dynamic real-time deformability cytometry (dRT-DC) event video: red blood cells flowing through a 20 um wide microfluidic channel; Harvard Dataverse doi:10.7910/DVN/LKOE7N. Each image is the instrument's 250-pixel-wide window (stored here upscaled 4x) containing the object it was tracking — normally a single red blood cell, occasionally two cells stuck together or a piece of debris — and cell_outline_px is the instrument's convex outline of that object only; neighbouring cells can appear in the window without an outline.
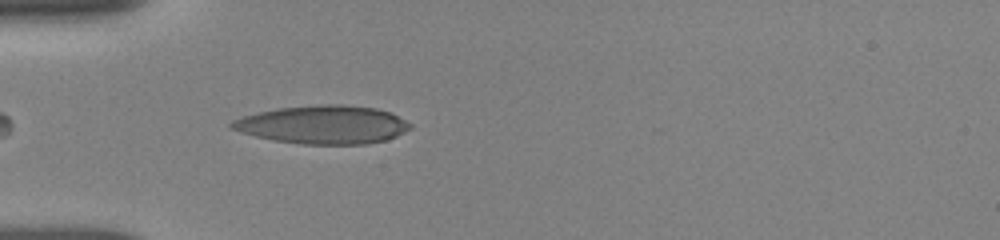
{"species": "human", "species_latin": "Homo sapiens", "temperature_condition": "room temperature", "stored_images_in_passage": 6, "camera_frame_rate_fps": 3000, "um_per_image_px": 0.085, "donor": {"sex": "female"}, "frame": {"image": 1, "passage_image": 1, "time_ms": 0.0, "image_size_px": [1000, 240], "cell_outline_px": [[412, 128], [396, 136], [384, 140], [368, 144], [300, 144], [272, 140], [240, 132], [228, 128], [228, 124], [232, 120], [244, 116], [276, 108], [328, 104], [340, 104], [376, 108], [388, 112], [412, 124]], "centroid_in_image_um": [27.42, 10.6], "position_along_channel_um": 57.6, "area_um2": 39.77}}
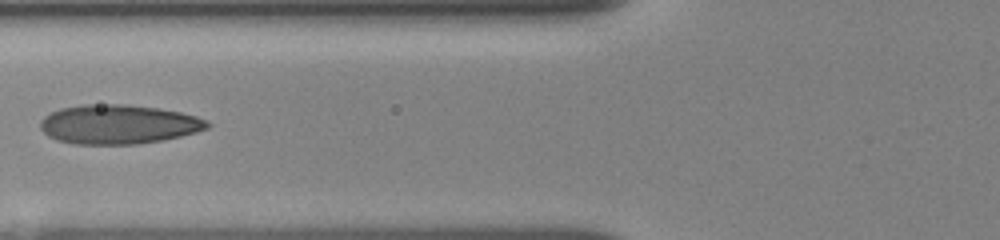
{"frame": {"image": 2, "passage_image": 3, "time_ms": 1.667, "image_size_px": [1000, 240], "cell_outline_px": [[212, 124], [208, 128], [196, 132], [164, 140], [136, 144], [76, 144], [56, 140], [48, 136], [40, 128], [40, 120], [44, 116], [60, 108], [84, 104], [128, 104], [156, 108], [180, 112], [196, 116], [208, 120]], "centroid_in_image_um": [10.07, 10.56], "position_along_channel_um": 115.7, "area_um2": 38.38}}
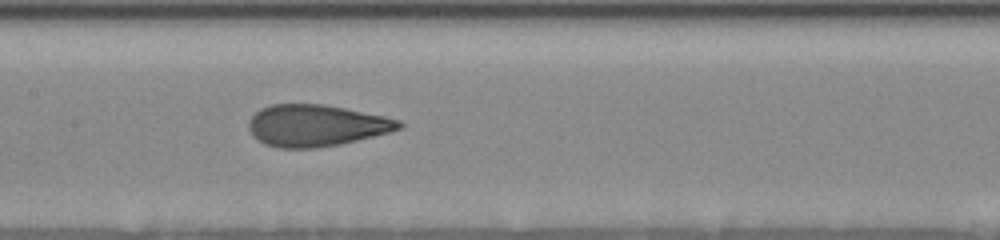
{"frame": {"image": 3, "passage_image": 5, "time_ms": 3.333, "image_size_px": [1000, 240], "cell_outline_px": [[404, 128], [340, 144], [316, 148], [276, 148], [264, 144], [252, 136], [248, 128], [248, 120], [260, 108], [272, 104], [324, 104], [384, 116], [400, 120], [404, 124]], "centroid_in_image_um": [26.84, 10.67], "position_along_channel_um": 180.6, "area_um2": 36.59}}